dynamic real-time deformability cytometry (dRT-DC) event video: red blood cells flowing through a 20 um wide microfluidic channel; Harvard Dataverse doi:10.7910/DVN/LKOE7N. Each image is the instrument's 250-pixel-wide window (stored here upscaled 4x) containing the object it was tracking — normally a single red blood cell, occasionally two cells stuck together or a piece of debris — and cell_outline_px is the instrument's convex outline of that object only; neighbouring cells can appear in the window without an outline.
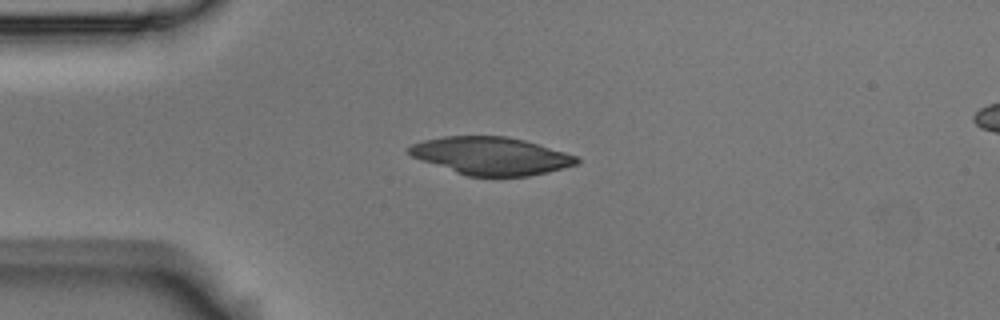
{"species": "Egyptian fruit bat (a non-hibernating species)", "species_latin": "Rousettus aegyptiacus", "temperature_condition": "room temperature", "stored_images_in_passage": 42, "camera_frame_rate_fps": 3000, "um_per_image_px": 0.085, "animal": {"sex": "male"}, "frame": {"image": 1, "passage_image": 1, "time_ms": 0.0, "image_size_px": [1000, 320], "cell_outline_px": [[580, 160], [576, 164], [548, 172], [528, 176], [468, 176], [456, 172], [412, 156], [408, 152], [408, 148], [412, 144], [424, 140], [444, 136], [508, 136], [524, 140], [564, 152], [576, 156]], "centroid_in_image_um": [41.74, 13.24], "position_along_channel_um": 43.3, "area_um2": 36.36}}